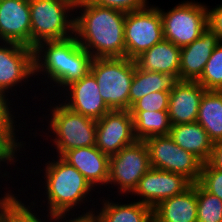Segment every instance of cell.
I'll list each match as a JSON object with an SVG mask.
<instances>
[{
  "mask_svg": "<svg viewBox=\"0 0 222 222\" xmlns=\"http://www.w3.org/2000/svg\"><path fill=\"white\" fill-rule=\"evenodd\" d=\"M137 141L129 110H111L96 121V147L109 157Z\"/></svg>",
  "mask_w": 222,
  "mask_h": 222,
  "instance_id": "cell-12",
  "label": "cell"
},
{
  "mask_svg": "<svg viewBox=\"0 0 222 222\" xmlns=\"http://www.w3.org/2000/svg\"><path fill=\"white\" fill-rule=\"evenodd\" d=\"M0 41L31 48L29 0H0Z\"/></svg>",
  "mask_w": 222,
  "mask_h": 222,
  "instance_id": "cell-15",
  "label": "cell"
},
{
  "mask_svg": "<svg viewBox=\"0 0 222 222\" xmlns=\"http://www.w3.org/2000/svg\"><path fill=\"white\" fill-rule=\"evenodd\" d=\"M33 52L34 75L42 74L44 78L47 76V84L51 82L53 88L60 87L57 89H61L60 95L67 86L80 80L90 71L93 60L75 36L64 40L40 42L33 48Z\"/></svg>",
  "mask_w": 222,
  "mask_h": 222,
  "instance_id": "cell-2",
  "label": "cell"
},
{
  "mask_svg": "<svg viewBox=\"0 0 222 222\" xmlns=\"http://www.w3.org/2000/svg\"><path fill=\"white\" fill-rule=\"evenodd\" d=\"M207 192L222 200V171L211 167L207 162L202 164L198 182Z\"/></svg>",
  "mask_w": 222,
  "mask_h": 222,
  "instance_id": "cell-31",
  "label": "cell"
},
{
  "mask_svg": "<svg viewBox=\"0 0 222 222\" xmlns=\"http://www.w3.org/2000/svg\"><path fill=\"white\" fill-rule=\"evenodd\" d=\"M51 106L48 111V133L54 135L52 138L57 156H62L66 151L96 145V120L74 112L62 102ZM51 115V116H50Z\"/></svg>",
  "mask_w": 222,
  "mask_h": 222,
  "instance_id": "cell-5",
  "label": "cell"
},
{
  "mask_svg": "<svg viewBox=\"0 0 222 222\" xmlns=\"http://www.w3.org/2000/svg\"><path fill=\"white\" fill-rule=\"evenodd\" d=\"M169 135L182 149L206 163L213 149V142L198 122L171 125Z\"/></svg>",
  "mask_w": 222,
  "mask_h": 222,
  "instance_id": "cell-21",
  "label": "cell"
},
{
  "mask_svg": "<svg viewBox=\"0 0 222 222\" xmlns=\"http://www.w3.org/2000/svg\"><path fill=\"white\" fill-rule=\"evenodd\" d=\"M181 48L171 41L163 39L135 59L140 69L164 74L176 75L179 78Z\"/></svg>",
  "mask_w": 222,
  "mask_h": 222,
  "instance_id": "cell-20",
  "label": "cell"
},
{
  "mask_svg": "<svg viewBox=\"0 0 222 222\" xmlns=\"http://www.w3.org/2000/svg\"><path fill=\"white\" fill-rule=\"evenodd\" d=\"M31 48L74 36L75 5L69 0H29ZM73 12V13H71Z\"/></svg>",
  "mask_w": 222,
  "mask_h": 222,
  "instance_id": "cell-4",
  "label": "cell"
},
{
  "mask_svg": "<svg viewBox=\"0 0 222 222\" xmlns=\"http://www.w3.org/2000/svg\"><path fill=\"white\" fill-rule=\"evenodd\" d=\"M169 94L167 91L151 92L137 100L129 109L130 112L168 111Z\"/></svg>",
  "mask_w": 222,
  "mask_h": 222,
  "instance_id": "cell-30",
  "label": "cell"
},
{
  "mask_svg": "<svg viewBox=\"0 0 222 222\" xmlns=\"http://www.w3.org/2000/svg\"><path fill=\"white\" fill-rule=\"evenodd\" d=\"M125 57L135 60L163 37L159 6H148L126 13L124 23Z\"/></svg>",
  "mask_w": 222,
  "mask_h": 222,
  "instance_id": "cell-10",
  "label": "cell"
},
{
  "mask_svg": "<svg viewBox=\"0 0 222 222\" xmlns=\"http://www.w3.org/2000/svg\"><path fill=\"white\" fill-rule=\"evenodd\" d=\"M144 142L152 168L183 175L192 184L199 182L203 163L179 147L169 134L151 137Z\"/></svg>",
  "mask_w": 222,
  "mask_h": 222,
  "instance_id": "cell-8",
  "label": "cell"
},
{
  "mask_svg": "<svg viewBox=\"0 0 222 222\" xmlns=\"http://www.w3.org/2000/svg\"><path fill=\"white\" fill-rule=\"evenodd\" d=\"M197 82L206 90L222 91V42L213 50Z\"/></svg>",
  "mask_w": 222,
  "mask_h": 222,
  "instance_id": "cell-29",
  "label": "cell"
},
{
  "mask_svg": "<svg viewBox=\"0 0 222 222\" xmlns=\"http://www.w3.org/2000/svg\"><path fill=\"white\" fill-rule=\"evenodd\" d=\"M70 2H72L74 5L79 4V0H69Z\"/></svg>",
  "mask_w": 222,
  "mask_h": 222,
  "instance_id": "cell-38",
  "label": "cell"
},
{
  "mask_svg": "<svg viewBox=\"0 0 222 222\" xmlns=\"http://www.w3.org/2000/svg\"><path fill=\"white\" fill-rule=\"evenodd\" d=\"M205 91L197 81H179L169 94L168 115L171 125L197 122Z\"/></svg>",
  "mask_w": 222,
  "mask_h": 222,
  "instance_id": "cell-17",
  "label": "cell"
},
{
  "mask_svg": "<svg viewBox=\"0 0 222 222\" xmlns=\"http://www.w3.org/2000/svg\"><path fill=\"white\" fill-rule=\"evenodd\" d=\"M197 122L215 143L222 140V91L206 90L202 96Z\"/></svg>",
  "mask_w": 222,
  "mask_h": 222,
  "instance_id": "cell-24",
  "label": "cell"
},
{
  "mask_svg": "<svg viewBox=\"0 0 222 222\" xmlns=\"http://www.w3.org/2000/svg\"><path fill=\"white\" fill-rule=\"evenodd\" d=\"M197 222H222V200L196 183Z\"/></svg>",
  "mask_w": 222,
  "mask_h": 222,
  "instance_id": "cell-28",
  "label": "cell"
},
{
  "mask_svg": "<svg viewBox=\"0 0 222 222\" xmlns=\"http://www.w3.org/2000/svg\"><path fill=\"white\" fill-rule=\"evenodd\" d=\"M75 10L74 36L93 58L125 57L126 12L93 1L76 4Z\"/></svg>",
  "mask_w": 222,
  "mask_h": 222,
  "instance_id": "cell-1",
  "label": "cell"
},
{
  "mask_svg": "<svg viewBox=\"0 0 222 222\" xmlns=\"http://www.w3.org/2000/svg\"><path fill=\"white\" fill-rule=\"evenodd\" d=\"M0 43V92L8 97L10 90L17 93L15 89L19 85H24V82L28 83L29 79L31 80L30 77H36L34 52L32 48L18 43Z\"/></svg>",
  "mask_w": 222,
  "mask_h": 222,
  "instance_id": "cell-11",
  "label": "cell"
},
{
  "mask_svg": "<svg viewBox=\"0 0 222 222\" xmlns=\"http://www.w3.org/2000/svg\"><path fill=\"white\" fill-rule=\"evenodd\" d=\"M191 185L183 175L151 167L130 195L139 196L140 203L154 208L162 200L183 193Z\"/></svg>",
  "mask_w": 222,
  "mask_h": 222,
  "instance_id": "cell-13",
  "label": "cell"
},
{
  "mask_svg": "<svg viewBox=\"0 0 222 222\" xmlns=\"http://www.w3.org/2000/svg\"><path fill=\"white\" fill-rule=\"evenodd\" d=\"M11 191L8 190L0 198V211L8 218L9 222H47L45 221L46 217L42 221L36 210H33L32 207L36 204L35 201L30 203L33 204L32 206H26L21 199H18L20 197H17Z\"/></svg>",
  "mask_w": 222,
  "mask_h": 222,
  "instance_id": "cell-26",
  "label": "cell"
},
{
  "mask_svg": "<svg viewBox=\"0 0 222 222\" xmlns=\"http://www.w3.org/2000/svg\"><path fill=\"white\" fill-rule=\"evenodd\" d=\"M94 3L103 7L118 9L124 12H132L148 7L147 0H93Z\"/></svg>",
  "mask_w": 222,
  "mask_h": 222,
  "instance_id": "cell-32",
  "label": "cell"
},
{
  "mask_svg": "<svg viewBox=\"0 0 222 222\" xmlns=\"http://www.w3.org/2000/svg\"><path fill=\"white\" fill-rule=\"evenodd\" d=\"M133 117L134 134L137 140L168 135L171 129L168 111L130 112Z\"/></svg>",
  "mask_w": 222,
  "mask_h": 222,
  "instance_id": "cell-25",
  "label": "cell"
},
{
  "mask_svg": "<svg viewBox=\"0 0 222 222\" xmlns=\"http://www.w3.org/2000/svg\"><path fill=\"white\" fill-rule=\"evenodd\" d=\"M205 3L182 1L169 11L159 8L163 37L183 48L198 39L208 27Z\"/></svg>",
  "mask_w": 222,
  "mask_h": 222,
  "instance_id": "cell-7",
  "label": "cell"
},
{
  "mask_svg": "<svg viewBox=\"0 0 222 222\" xmlns=\"http://www.w3.org/2000/svg\"><path fill=\"white\" fill-rule=\"evenodd\" d=\"M207 163L211 167L222 171V140L213 143V149Z\"/></svg>",
  "mask_w": 222,
  "mask_h": 222,
  "instance_id": "cell-36",
  "label": "cell"
},
{
  "mask_svg": "<svg viewBox=\"0 0 222 222\" xmlns=\"http://www.w3.org/2000/svg\"><path fill=\"white\" fill-rule=\"evenodd\" d=\"M61 158L79 171L95 190L107 186L110 157L96 146L68 150Z\"/></svg>",
  "mask_w": 222,
  "mask_h": 222,
  "instance_id": "cell-16",
  "label": "cell"
},
{
  "mask_svg": "<svg viewBox=\"0 0 222 222\" xmlns=\"http://www.w3.org/2000/svg\"><path fill=\"white\" fill-rule=\"evenodd\" d=\"M10 101L7 95L0 92V123H18L14 120L16 117L12 113L14 110L10 106L13 105Z\"/></svg>",
  "mask_w": 222,
  "mask_h": 222,
  "instance_id": "cell-35",
  "label": "cell"
},
{
  "mask_svg": "<svg viewBox=\"0 0 222 222\" xmlns=\"http://www.w3.org/2000/svg\"><path fill=\"white\" fill-rule=\"evenodd\" d=\"M86 1H93V0H79V3L86 2Z\"/></svg>",
  "mask_w": 222,
  "mask_h": 222,
  "instance_id": "cell-39",
  "label": "cell"
},
{
  "mask_svg": "<svg viewBox=\"0 0 222 222\" xmlns=\"http://www.w3.org/2000/svg\"><path fill=\"white\" fill-rule=\"evenodd\" d=\"M135 60L93 58L90 72L94 75L102 99L111 110H129V93L134 76Z\"/></svg>",
  "mask_w": 222,
  "mask_h": 222,
  "instance_id": "cell-6",
  "label": "cell"
},
{
  "mask_svg": "<svg viewBox=\"0 0 222 222\" xmlns=\"http://www.w3.org/2000/svg\"><path fill=\"white\" fill-rule=\"evenodd\" d=\"M220 42L219 37L207 27L198 39L181 48L179 81H197Z\"/></svg>",
  "mask_w": 222,
  "mask_h": 222,
  "instance_id": "cell-18",
  "label": "cell"
},
{
  "mask_svg": "<svg viewBox=\"0 0 222 222\" xmlns=\"http://www.w3.org/2000/svg\"><path fill=\"white\" fill-rule=\"evenodd\" d=\"M89 209L86 210V212H82L81 215L78 214V216H77V213H76V215H74V213L73 214L71 213V218H69L70 214L56 215V214H53L50 212L47 213L46 217H47V221H48V218L50 217L49 218L50 222H52V221H54V222L55 221L56 222H100L98 215L95 213V208L94 209L89 208ZM73 216H76V217H73ZM66 218H69V219L67 220Z\"/></svg>",
  "mask_w": 222,
  "mask_h": 222,
  "instance_id": "cell-33",
  "label": "cell"
},
{
  "mask_svg": "<svg viewBox=\"0 0 222 222\" xmlns=\"http://www.w3.org/2000/svg\"><path fill=\"white\" fill-rule=\"evenodd\" d=\"M151 168L146 143L137 140L134 144L122 148L109 159V178L107 186L117 188L118 196L130 195L138 181ZM113 185V186H112ZM117 186V187H116Z\"/></svg>",
  "mask_w": 222,
  "mask_h": 222,
  "instance_id": "cell-9",
  "label": "cell"
},
{
  "mask_svg": "<svg viewBox=\"0 0 222 222\" xmlns=\"http://www.w3.org/2000/svg\"><path fill=\"white\" fill-rule=\"evenodd\" d=\"M62 92L64 93L62 97H65L62 98V103L66 107L93 120L97 121L111 111L102 99L98 83L90 71L80 80L71 83Z\"/></svg>",
  "mask_w": 222,
  "mask_h": 222,
  "instance_id": "cell-14",
  "label": "cell"
},
{
  "mask_svg": "<svg viewBox=\"0 0 222 222\" xmlns=\"http://www.w3.org/2000/svg\"><path fill=\"white\" fill-rule=\"evenodd\" d=\"M0 222H9L8 218L0 211Z\"/></svg>",
  "mask_w": 222,
  "mask_h": 222,
  "instance_id": "cell-37",
  "label": "cell"
},
{
  "mask_svg": "<svg viewBox=\"0 0 222 222\" xmlns=\"http://www.w3.org/2000/svg\"><path fill=\"white\" fill-rule=\"evenodd\" d=\"M110 197L100 199L102 206L99 211H95L100 222H153V208L150 206L137 200L118 203L109 199Z\"/></svg>",
  "mask_w": 222,
  "mask_h": 222,
  "instance_id": "cell-22",
  "label": "cell"
},
{
  "mask_svg": "<svg viewBox=\"0 0 222 222\" xmlns=\"http://www.w3.org/2000/svg\"><path fill=\"white\" fill-rule=\"evenodd\" d=\"M16 126L17 124L15 125V123H0V168L1 166L8 167L9 163L10 165L16 163L18 161L17 154L21 151L22 147L24 148V144H26L23 141H18L19 136H16L15 133L19 130L16 129ZM5 163L6 166H4ZM9 173L0 170L3 179L4 177H9Z\"/></svg>",
  "mask_w": 222,
  "mask_h": 222,
  "instance_id": "cell-27",
  "label": "cell"
},
{
  "mask_svg": "<svg viewBox=\"0 0 222 222\" xmlns=\"http://www.w3.org/2000/svg\"><path fill=\"white\" fill-rule=\"evenodd\" d=\"M56 157V160L52 158V161L45 162V168L40 170L45 171L43 189L46 194H43L46 195V199L42 202L45 204L47 200V212L56 215L75 213L74 209L85 204L88 195L91 197L95 189L73 166L60 156Z\"/></svg>",
  "mask_w": 222,
  "mask_h": 222,
  "instance_id": "cell-3",
  "label": "cell"
},
{
  "mask_svg": "<svg viewBox=\"0 0 222 222\" xmlns=\"http://www.w3.org/2000/svg\"><path fill=\"white\" fill-rule=\"evenodd\" d=\"M153 222H197L196 183L153 208Z\"/></svg>",
  "mask_w": 222,
  "mask_h": 222,
  "instance_id": "cell-19",
  "label": "cell"
},
{
  "mask_svg": "<svg viewBox=\"0 0 222 222\" xmlns=\"http://www.w3.org/2000/svg\"><path fill=\"white\" fill-rule=\"evenodd\" d=\"M208 28L213 31L222 42V4L215 8H207Z\"/></svg>",
  "mask_w": 222,
  "mask_h": 222,
  "instance_id": "cell-34",
  "label": "cell"
},
{
  "mask_svg": "<svg viewBox=\"0 0 222 222\" xmlns=\"http://www.w3.org/2000/svg\"><path fill=\"white\" fill-rule=\"evenodd\" d=\"M179 82L176 75L140 69L135 62L134 76L129 93V109L139 99L151 92H170Z\"/></svg>",
  "mask_w": 222,
  "mask_h": 222,
  "instance_id": "cell-23",
  "label": "cell"
}]
</instances>
